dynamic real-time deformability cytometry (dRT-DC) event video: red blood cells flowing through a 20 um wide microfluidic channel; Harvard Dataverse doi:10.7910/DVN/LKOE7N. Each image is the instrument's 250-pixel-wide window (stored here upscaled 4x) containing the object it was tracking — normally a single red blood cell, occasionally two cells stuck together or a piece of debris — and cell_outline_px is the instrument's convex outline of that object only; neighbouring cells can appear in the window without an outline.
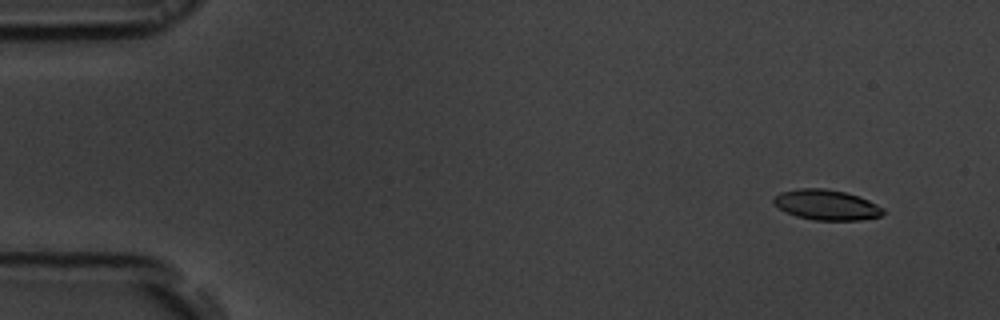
{"species": "common noctule bat (a hibernating species)", "species_latin": "Nyctalus noctula", "temperature_condition": "room temperature", "stored_images_in_passage": 55, "camera_frame_rate_fps": 3000, "um_per_image_px": 0.085, "animal": {"sex": "male", "body_mass_g": 19.5, "forearm_length_mm": 54.6}, "frame": {"image": 1, "passage_image": 5, "time_ms": 1.333, "image_size_px": [1000, 320], "cell_outline_px": [[884, 212], [880, 216], [860, 220], [812, 220], [796, 216], [772, 204], [772, 200], [780, 192], [796, 188], [824, 188], [844, 192], [868, 200], [884, 208]], "centroid_in_image_um": [70.22, 17.41], "position_along_channel_um": 14.8, "area_um2": 19.25}}
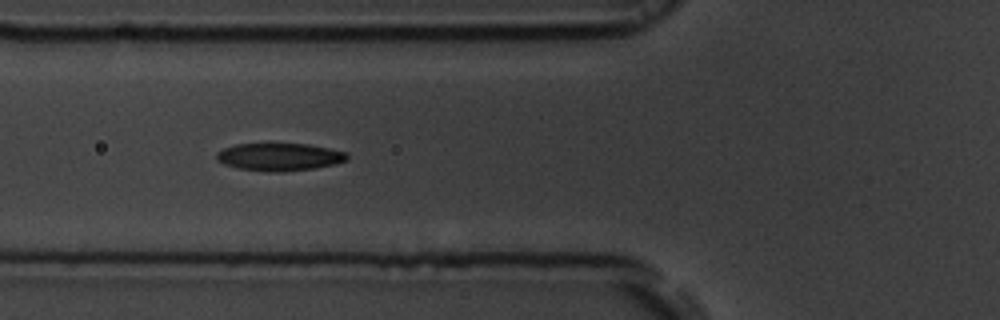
{"frame": {"image": 2, "passage_image": 21, "time_ms": 6.667, "image_size_px": [1000, 320], "cell_outline_px": [[348, 160], [336, 164], [316, 168], [284, 172], [272, 172], [240, 168], [224, 164], [216, 160], [216, 152], [224, 148], [236, 144], [308, 144], [348, 152]], "centroid_in_image_um": [23.78, 13.34], "position_along_channel_um": 102.0, "area_um2": 21.1}}
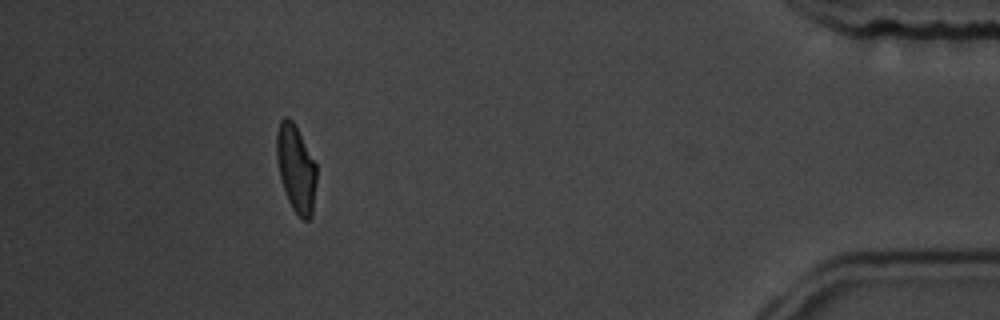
{"frame": {"image": 3, "passage_image": 50, "time_ms": 16.333, "image_size_px": [1000, 320], "cell_outline_px": [[316, 180], [312, 216], [308, 220], [304, 220], [292, 208], [288, 200], [280, 180], [276, 160], [276, 132], [280, 120], [284, 116], [288, 116], [292, 120], [316, 164]], "centroid_in_image_um": [25.13, 14.31], "position_along_channel_um": 410.1, "area_um2": 20.29}, "authors_computed_cell_mechanics": {"area_um2": 20.808, "velocity_mm_per_s": 3.7661, "shape_relaxation_time_tau1_ms": 3.3939, "shape_relaxation_time_tau2_ms": 1.9494, "deformation_change_tau1": 0.148, "deformation_change_tau2": 0.0846}}